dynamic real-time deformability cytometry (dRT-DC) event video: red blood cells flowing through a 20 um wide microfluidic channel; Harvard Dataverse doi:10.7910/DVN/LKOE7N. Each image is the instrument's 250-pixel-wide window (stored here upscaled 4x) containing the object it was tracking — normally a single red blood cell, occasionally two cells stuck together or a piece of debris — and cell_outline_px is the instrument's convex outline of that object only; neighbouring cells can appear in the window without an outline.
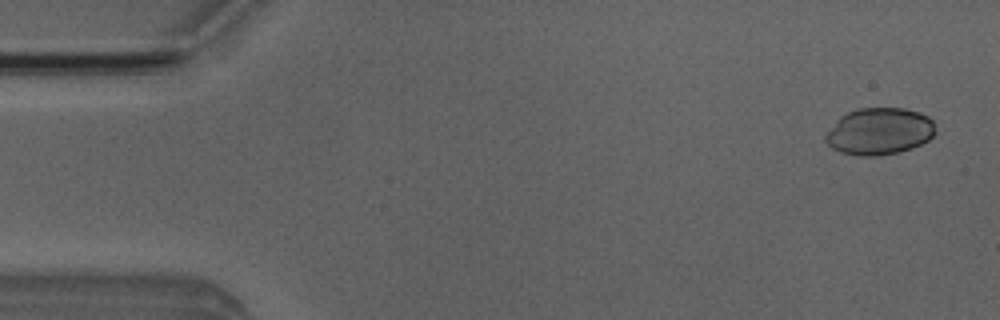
{"species": "Egyptian fruit bat (a non-hibernating species)", "species_latin": "Rousettus aegyptiacus", "temperature_condition": "room temperature", "stored_images_in_passage": 6, "camera_frame_rate_fps": 3000, "um_per_image_px": 0.085, "animal": {"sex": "male"}, "frame": {"image": 1, "passage_image": 1, "time_ms": 0.0, "image_size_px": [1000, 320], "cell_outline_px": [[936, 132], [928, 140], [912, 148], [900, 152], [880, 156], [860, 156], [840, 152], [832, 148], [824, 140], [824, 136], [836, 120], [840, 116], [856, 108], [904, 108], [920, 112], [928, 116], [932, 120]], "centroid_in_image_um": [74.73, 11.16], "position_along_channel_um": 10.3, "area_um2": 30.29}}
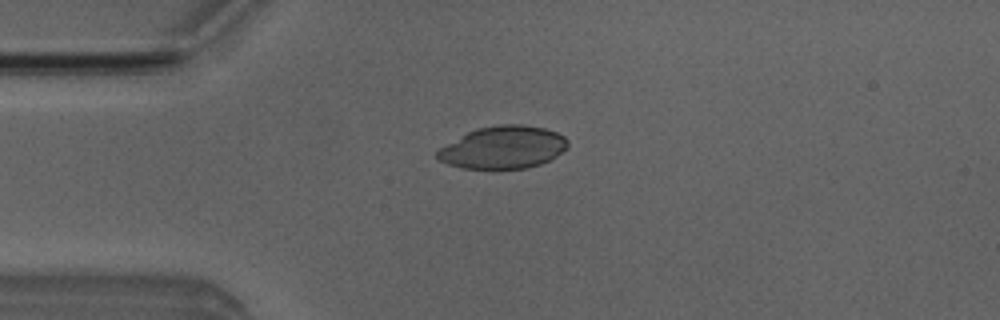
{"frame": {"image": 2, "passage_image": 4, "time_ms": 3.333, "image_size_px": [1000, 320], "cell_outline_px": [[568, 148], [556, 156], [540, 164], [528, 168], [464, 168], [448, 164], [440, 160], [436, 156], [436, 152], [440, 148], [468, 132], [476, 128], [500, 124], [524, 124], [544, 128], [556, 132], [564, 136], [568, 140]], "centroid_in_image_um": [42.8, 12.52], "position_along_channel_um": 42.2, "area_um2": 32.14}}